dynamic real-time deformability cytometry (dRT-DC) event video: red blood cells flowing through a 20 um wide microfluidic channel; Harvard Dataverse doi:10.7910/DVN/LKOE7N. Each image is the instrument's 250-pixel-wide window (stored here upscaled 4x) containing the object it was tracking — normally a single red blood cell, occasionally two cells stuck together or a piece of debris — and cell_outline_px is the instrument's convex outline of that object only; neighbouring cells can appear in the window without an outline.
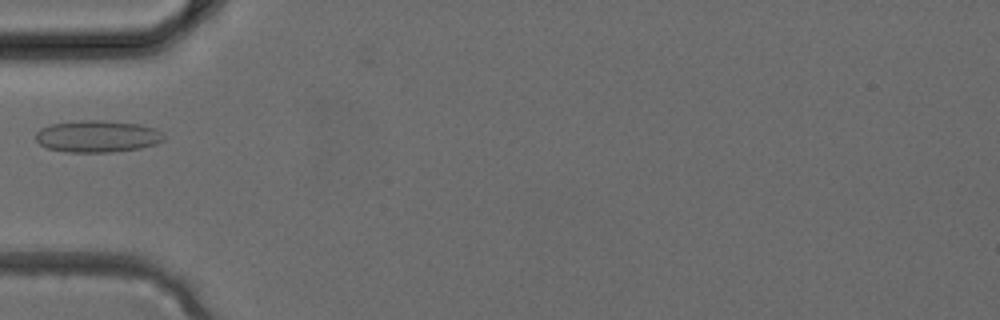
{"species": "common noctule bat (a hibernating species)", "species_latin": "Nyctalus noctula", "temperature_condition": "cold", "stored_images_in_passage": 4, "camera_frame_rate_fps": 3000, "um_per_image_px": 0.085, "animal": {"sex": "female", "body_mass_g": 24.6, "forearm_length_mm": 56.2}, "frame": {"image": 1, "passage_image": 4, "time_ms": 1.0, "image_size_px": [1000, 320], "cell_outline_px": [[164, 140], [156, 144], [140, 148], [112, 152], [64, 152], [44, 148], [36, 140], [36, 132], [40, 128], [52, 124], [80, 120], [100, 120], [140, 124], [156, 128], [164, 136]], "centroid_in_image_um": [8.26, 11.59], "position_along_channel_um": 76.7, "area_um2": 23.99}}